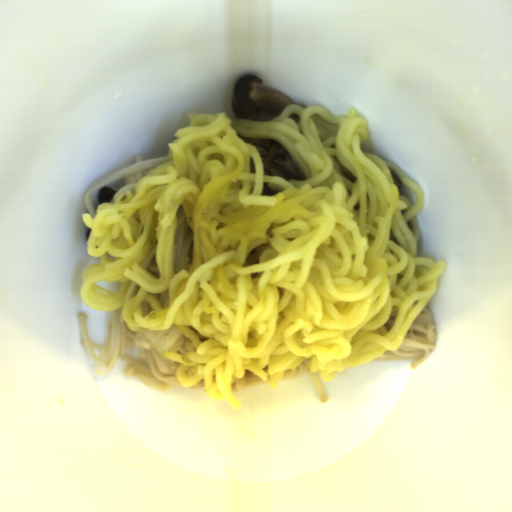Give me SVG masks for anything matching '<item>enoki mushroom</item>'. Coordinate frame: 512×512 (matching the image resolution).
Listing matches in <instances>:
<instances>
[{
  "mask_svg": "<svg viewBox=\"0 0 512 512\" xmlns=\"http://www.w3.org/2000/svg\"><path fill=\"white\" fill-rule=\"evenodd\" d=\"M120 307L112 310L109 324V336L103 343L90 339L86 313L76 315L82 340L80 345L85 348L91 362L95 366L96 375H103L112 370L119 359L126 363L124 375L134 376L147 386L160 391L181 388L187 391L205 390L204 379L194 387H185L177 376V368L181 363L164 356L149 348L136 346L135 338L139 330L131 331L124 321Z\"/></svg>",
  "mask_w": 512,
  "mask_h": 512,
  "instance_id": "cea9216a",
  "label": "enoki mushroom"
},
{
  "mask_svg": "<svg viewBox=\"0 0 512 512\" xmlns=\"http://www.w3.org/2000/svg\"><path fill=\"white\" fill-rule=\"evenodd\" d=\"M438 330L435 318L426 305L408 328L396 351H384L371 360H411L416 368L428 360L437 343Z\"/></svg>",
  "mask_w": 512,
  "mask_h": 512,
  "instance_id": "6df1b440",
  "label": "enoki mushroom"
},
{
  "mask_svg": "<svg viewBox=\"0 0 512 512\" xmlns=\"http://www.w3.org/2000/svg\"><path fill=\"white\" fill-rule=\"evenodd\" d=\"M173 161L172 150L166 156L151 160H143L140 155L135 164L126 167L88 187L85 194V205L89 215L95 218L101 197V188H114L110 203H115L124 193L134 190L141 180L165 162Z\"/></svg>",
  "mask_w": 512,
  "mask_h": 512,
  "instance_id": "6f350940",
  "label": "enoki mushroom"
},
{
  "mask_svg": "<svg viewBox=\"0 0 512 512\" xmlns=\"http://www.w3.org/2000/svg\"><path fill=\"white\" fill-rule=\"evenodd\" d=\"M178 220L174 238V270L188 268L192 263L193 233L181 205L176 211Z\"/></svg>",
  "mask_w": 512,
  "mask_h": 512,
  "instance_id": "5e9bcc2f",
  "label": "enoki mushroom"
},
{
  "mask_svg": "<svg viewBox=\"0 0 512 512\" xmlns=\"http://www.w3.org/2000/svg\"><path fill=\"white\" fill-rule=\"evenodd\" d=\"M311 358H306L301 361V363L296 366L292 370H288L284 374H282L280 380H288V379H295L300 376L301 373L304 374H310L319 394V401H321L323 404L328 402V395L322 385V382L317 374V372H308V363Z\"/></svg>",
  "mask_w": 512,
  "mask_h": 512,
  "instance_id": "6285f825",
  "label": "enoki mushroom"
},
{
  "mask_svg": "<svg viewBox=\"0 0 512 512\" xmlns=\"http://www.w3.org/2000/svg\"><path fill=\"white\" fill-rule=\"evenodd\" d=\"M268 384L252 371L246 370L242 377L231 379V390L233 392Z\"/></svg>",
  "mask_w": 512,
  "mask_h": 512,
  "instance_id": "b455804f",
  "label": "enoki mushroom"
},
{
  "mask_svg": "<svg viewBox=\"0 0 512 512\" xmlns=\"http://www.w3.org/2000/svg\"><path fill=\"white\" fill-rule=\"evenodd\" d=\"M196 349L195 346L192 344V342L187 338L185 340V342L182 344V346L177 349L175 352L173 353H177V354H180V355H184L189 352L190 350H194Z\"/></svg>",
  "mask_w": 512,
  "mask_h": 512,
  "instance_id": "e4ef593a",
  "label": "enoki mushroom"
}]
</instances>
